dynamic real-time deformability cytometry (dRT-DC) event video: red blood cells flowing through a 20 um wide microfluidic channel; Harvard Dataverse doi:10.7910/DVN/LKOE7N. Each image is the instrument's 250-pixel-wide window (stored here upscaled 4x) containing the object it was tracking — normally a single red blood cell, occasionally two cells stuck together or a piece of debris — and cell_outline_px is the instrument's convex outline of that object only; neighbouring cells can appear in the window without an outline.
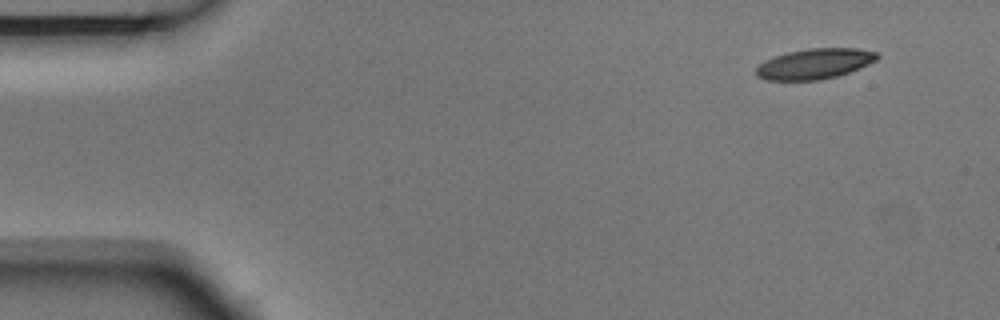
{"species": "Egyptian fruit bat (a non-hibernating species)", "species_latin": "Rousettus aegyptiacus", "temperature_condition": "room temperature", "stored_images_in_passage": 4, "camera_frame_rate_fps": 3000, "um_per_image_px": 0.085, "animal": {"sex": "male"}, "frame": {"image": 1, "passage_image": 1, "time_ms": 0.0, "image_size_px": [1000, 320], "cell_outline_px": [[880, 56], [876, 60], [868, 64], [848, 72], [836, 76], [820, 80], [764, 80], [756, 76], [756, 68], [764, 60], [788, 52], [808, 48], [856, 48], [876, 52]], "centroid_in_image_um": [69.22, 5.42], "position_along_channel_um": 15.8, "area_um2": 21.33}}
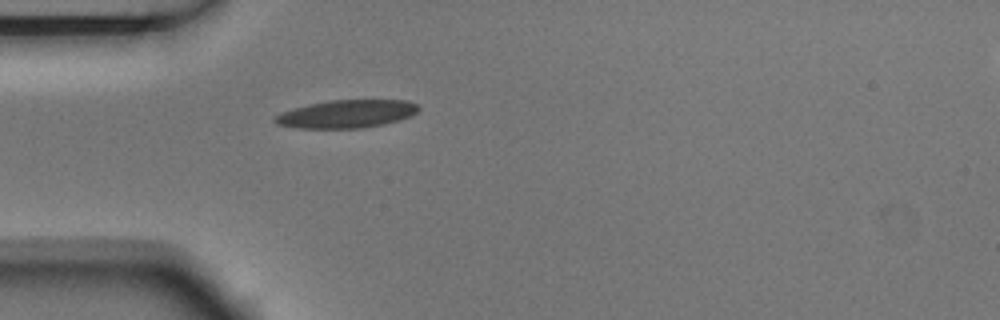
{"frame": {"image": 2, "passage_image": 4, "time_ms": 1.0, "image_size_px": [1000, 320], "cell_outline_px": [[420, 108], [412, 116], [384, 124], [364, 128], [296, 128], [276, 124], [272, 120], [272, 116], [280, 112], [308, 104], [328, 100], [408, 100], [416, 104]], "centroid_in_image_um": [29.42, 9.68], "position_along_channel_um": 55.6, "area_um2": 23.64}}